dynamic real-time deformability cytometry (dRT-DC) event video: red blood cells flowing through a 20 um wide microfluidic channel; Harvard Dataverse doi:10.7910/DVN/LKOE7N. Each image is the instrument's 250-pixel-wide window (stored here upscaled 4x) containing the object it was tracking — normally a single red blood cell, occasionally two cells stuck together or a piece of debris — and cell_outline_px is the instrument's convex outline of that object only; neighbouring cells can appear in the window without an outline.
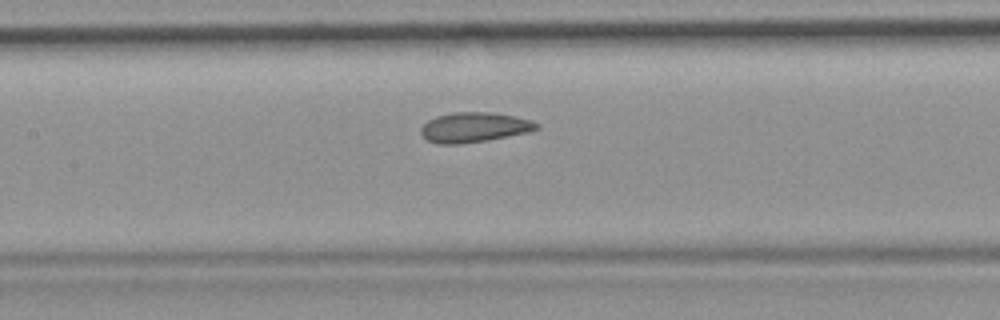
{"species": "common noctule bat (a hibernating species)", "species_latin": "Nyctalus noctula", "temperature_condition": "room temperature", "stored_images_in_passage": 48, "camera_frame_rate_fps": 3000, "um_per_image_px": 0.085, "animal": {"sex": "female", "body_mass_g": 19.9}, "frame": {"image": 1, "passage_image": 21, "time_ms": 6.667, "image_size_px": [1000, 320], "cell_outline_px": [[540, 128], [528, 132], [488, 140], [456, 144], [440, 144], [428, 140], [420, 132], [420, 128], [428, 120], [436, 116], [452, 112], [492, 112], [532, 120], [540, 124]], "centroid_in_image_um": [40.31, 10.81], "position_along_channel_um": 167.1, "area_um2": 20.11}, "authors_computed_cell_mechanics": {"area_um2": 20.23, "velocity_mm_per_s": 3.8822, "shape_relaxation_time_tau1_ms": null, "shape_relaxation_time_tau2_ms": 1.5046, "deformation_change_tau1": null, "deformation_change_tau2": 0.0765}}